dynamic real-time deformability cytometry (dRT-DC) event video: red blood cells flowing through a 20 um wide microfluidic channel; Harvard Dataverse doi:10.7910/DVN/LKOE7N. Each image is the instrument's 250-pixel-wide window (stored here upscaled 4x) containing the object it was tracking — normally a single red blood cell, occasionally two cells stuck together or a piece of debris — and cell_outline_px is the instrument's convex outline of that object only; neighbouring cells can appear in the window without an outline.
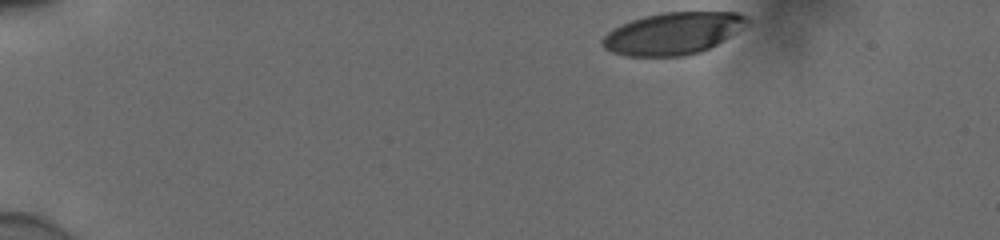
{"species": "human", "species_latin": "Homo sapiens", "temperature_condition": "cold", "stored_images_in_passage": 39, "camera_frame_rate_fps": 3000, "um_per_image_px": 0.085, "donor": {"sex": "male"}, "frame": {"image": 1, "passage_image": 1, "time_ms": 0.0, "image_size_px": [1000, 240], "cell_outline_px": [[748, 20], [728, 36], [716, 44], [700, 52], [684, 56], [628, 56], [612, 52], [604, 48], [600, 44], [600, 40], [608, 32], [620, 24], [644, 16], [664, 12], [736, 12], [744, 16]], "centroid_in_image_um": [57.09, 2.85], "position_along_channel_um": 27.9, "area_um2": 34.85}}
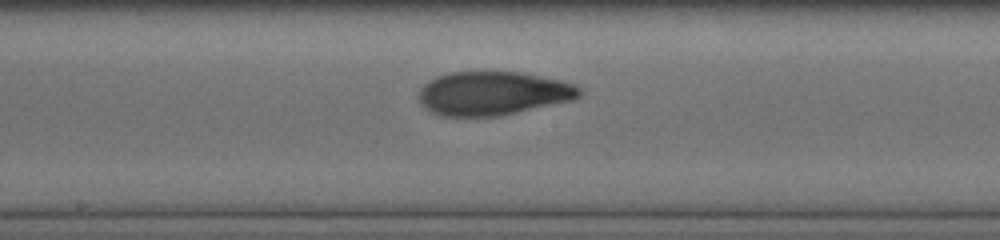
{"frame": {"image": 2, "passage_image": 23, "time_ms": 7.333, "image_size_px": [1000, 240], "cell_outline_px": [[584, 92], [580, 96], [572, 100], [500, 116], [440, 116], [424, 108], [420, 104], [420, 88], [428, 80], [436, 76], [448, 72], [520, 72], [560, 80], [572, 84], [580, 88]], "centroid_in_image_um": [41.88, 7.93], "position_along_channel_um": 206.3, "area_um2": 40.98}}
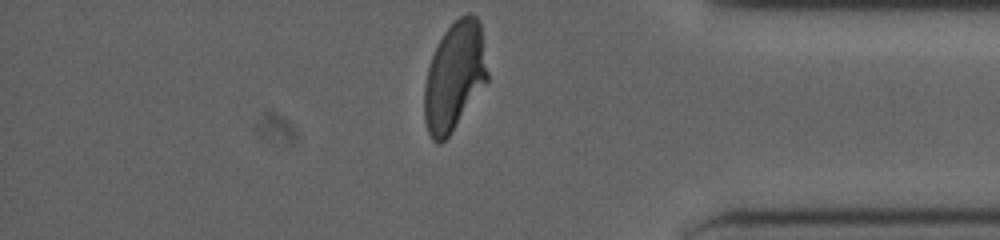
{"frame": {"image": 3, "passage_image": 39, "time_ms": 12.667, "image_size_px": [1000, 240], "cell_outline_px": [[488, 80], [448, 136], [440, 144], [436, 144], [432, 140], [428, 132], [424, 120], [424, 84], [428, 68], [432, 56], [444, 32], [460, 16], [468, 12], [476, 16], [480, 20], [488, 72]], "centroid_in_image_um": [38.62, 6.49], "position_along_channel_um": 396.6, "area_um2": 39.77}, "authors_computed_cell_mechanics": {"area_um2": 40.6912, "velocity_mm_per_s": 3.8737, "shape_relaxation_time_tau1_ms": 5.1128, "shape_relaxation_time_tau2_ms": 1.541, "deformation_change_tau1": 0.2144, "deformation_change_tau2": 0.0734}}